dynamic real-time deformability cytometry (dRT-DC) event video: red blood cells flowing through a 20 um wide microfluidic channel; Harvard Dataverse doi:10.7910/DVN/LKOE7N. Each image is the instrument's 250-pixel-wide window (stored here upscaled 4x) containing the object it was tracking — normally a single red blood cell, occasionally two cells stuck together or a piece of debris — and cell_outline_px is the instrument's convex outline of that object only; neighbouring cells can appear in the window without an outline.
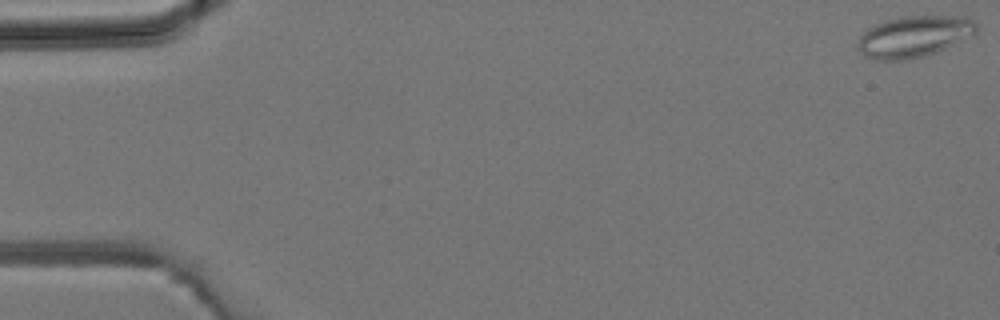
{"species": "common noctule bat (a hibernating species)", "species_latin": "Nyctalus noctula", "temperature_condition": "room temperature", "stored_images_in_passage": 30, "camera_frame_rate_fps": 3000, "um_per_image_px": 0.085, "animal": {"sex": "male", "body_mass_g": 19.2, "forearm_length_mm": 51.8}, "frame": {"image": 1, "passage_image": 1, "time_ms": 0.0, "image_size_px": [1000, 320], "cell_outline_px": [[976, 32], [936, 52], [924, 56], [900, 60], [876, 60], [864, 56], [860, 52], [856, 44], [860, 36], [868, 28], [876, 24], [900, 16], [956, 16], [976, 20]], "centroid_in_image_um": [77.63, 3.1], "position_along_channel_um": 7.4, "area_um2": 28.21}}
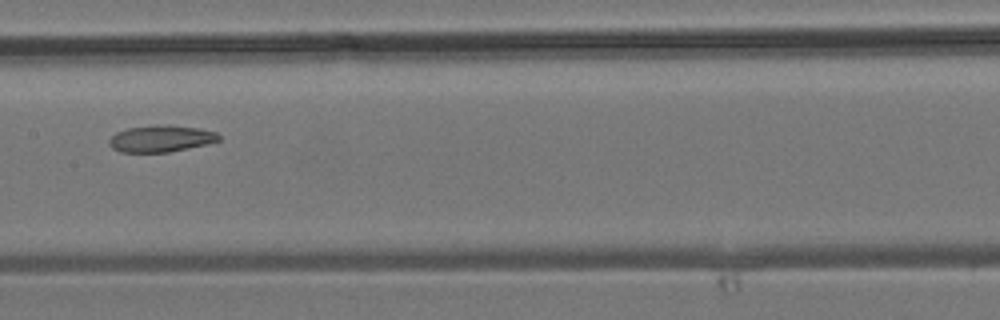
{"frame": {"image": 2, "passage_image": 23, "time_ms": 7.333, "image_size_px": [1000, 320], "cell_outline_px": [[220, 140], [188, 148], [168, 152], [120, 152], [112, 148], [108, 144], [108, 140], [116, 132], [128, 128], [156, 124], [168, 124], [200, 128], [216, 132], [220, 136]], "centroid_in_image_um": [13.65, 11.77], "position_along_channel_um": 193.7, "area_um2": 17.17}}
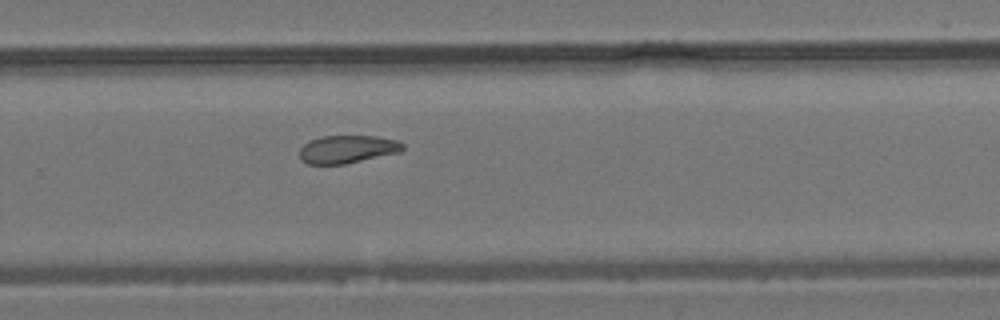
{"frame": {"image": 3, "passage_image": 30, "time_ms": 9.667, "image_size_px": [1000, 320], "cell_outline_px": [[404, 148], [400, 152], [344, 164], [308, 164], [300, 160], [300, 148], [308, 140], [320, 136], [376, 136], [396, 140], [404, 144]], "centroid_in_image_um": [29.5, 12.68], "position_along_channel_um": 300.3, "area_um2": 16.82}}